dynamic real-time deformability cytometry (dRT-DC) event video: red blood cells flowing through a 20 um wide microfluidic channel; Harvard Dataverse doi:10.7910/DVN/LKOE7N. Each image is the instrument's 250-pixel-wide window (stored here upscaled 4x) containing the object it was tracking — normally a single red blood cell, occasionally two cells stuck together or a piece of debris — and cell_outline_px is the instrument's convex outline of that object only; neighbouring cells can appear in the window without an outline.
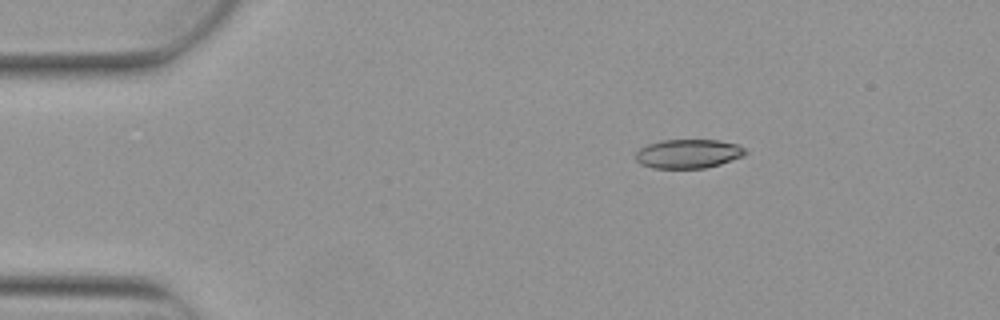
{"species": "Egyptian fruit bat (a non-hibernating species)", "species_latin": "Rousettus aegyptiacus", "temperature_condition": "warm", "stored_images_in_passage": 4, "camera_frame_rate_fps": 3000, "um_per_image_px": 0.085, "animal": {"sex": "female"}, "frame": {"image": 1, "passage_image": 2, "time_ms": 0.333, "image_size_px": [1000, 320], "cell_outline_px": [[748, 152], [744, 156], [720, 164], [704, 168], [652, 168], [640, 164], [636, 160], [636, 152], [640, 148], [648, 144], [664, 140], [720, 140], [736, 144], [744, 148]], "centroid_in_image_um": [58.51, 13.07], "position_along_channel_um": 26.5, "area_um2": 18.55}}